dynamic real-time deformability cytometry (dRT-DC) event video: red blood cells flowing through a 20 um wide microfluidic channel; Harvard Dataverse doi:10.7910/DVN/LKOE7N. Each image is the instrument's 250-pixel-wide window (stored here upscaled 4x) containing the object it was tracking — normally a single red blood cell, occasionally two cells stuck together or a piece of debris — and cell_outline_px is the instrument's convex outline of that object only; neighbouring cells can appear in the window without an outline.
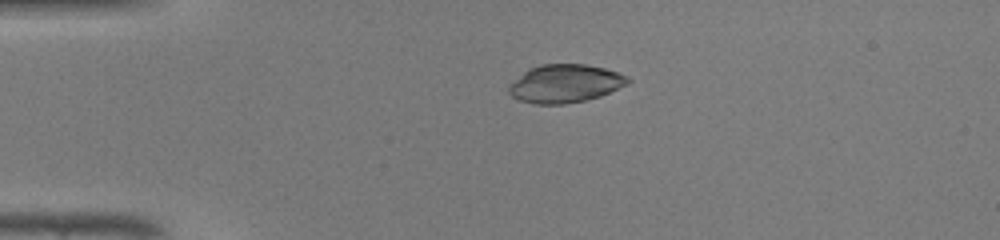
{"species": "common noctule bat (a hibernating species)", "species_latin": "Nyctalus noctula", "temperature_condition": "warm", "stored_images_in_passage": 38, "camera_frame_rate_fps": 3000, "um_per_image_px": 0.085, "animal": {"sex": "male", "body_mass_g": 19.0, "forearm_length_mm": 50.8}, "frame": {"image": 1, "passage_image": 2, "time_ms": 0.333, "image_size_px": [1000, 240], "cell_outline_px": [[632, 80], [628, 84], [600, 96], [584, 100], [564, 104], [536, 104], [520, 100], [512, 96], [508, 92], [508, 84], [528, 68], [540, 64], [584, 64], [604, 68], [628, 76]], "centroid_in_image_um": [48.01, 7.09], "position_along_channel_um": 37.0, "area_um2": 26.53}}
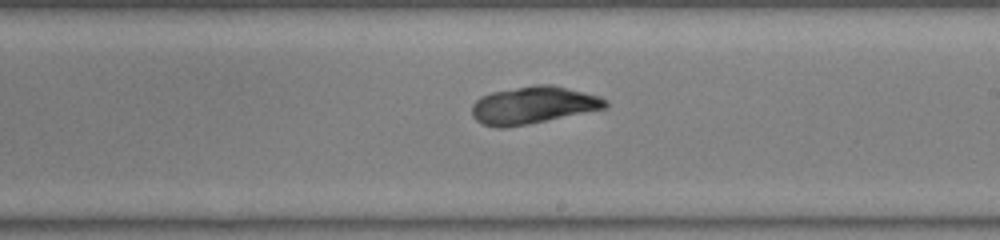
{"frame": {"image": 2, "passage_image": 19, "time_ms": 6.0, "image_size_px": [1000, 240], "cell_outline_px": [[608, 108], [504, 128], [496, 128], [484, 124], [476, 120], [472, 116], [472, 104], [480, 96], [492, 92], [536, 84], [552, 84], [600, 96], [608, 100]], "centroid_in_image_um": [45.33, 8.93], "position_along_channel_um": 243.7, "area_um2": 28.96}}
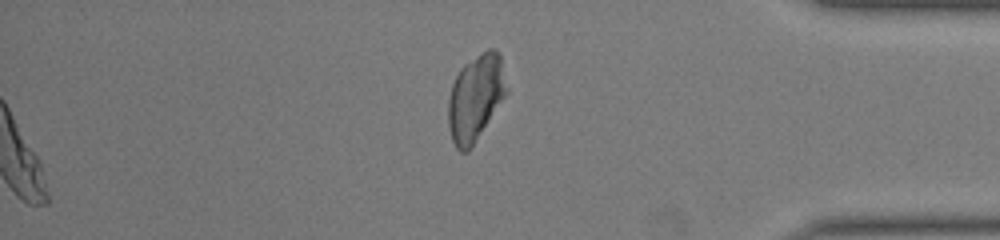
{"frame": {"image": 3, "passage_image": 31, "time_ms": 10.0, "image_size_px": [1000, 240], "cell_outline_px": [[508, 92], [468, 152], [460, 152], [456, 148], [452, 140], [448, 128], [448, 100], [452, 84], [460, 68], [464, 64], [488, 48], [492, 48], [500, 56]], "centroid_in_image_um": [40.4, 8.32], "position_along_channel_um": 394.8, "area_um2": 29.07}, "authors_computed_cell_mechanics": {"area_um2": 28.7844, "velocity_mm_per_s": 4.3673, "shape_relaxation_time_tau1_ms": 3.6559, "shape_relaxation_time_tau2_ms": 1.2838, "deformation_change_tau1": 0.1082, "deformation_change_tau2": 0.0523}}